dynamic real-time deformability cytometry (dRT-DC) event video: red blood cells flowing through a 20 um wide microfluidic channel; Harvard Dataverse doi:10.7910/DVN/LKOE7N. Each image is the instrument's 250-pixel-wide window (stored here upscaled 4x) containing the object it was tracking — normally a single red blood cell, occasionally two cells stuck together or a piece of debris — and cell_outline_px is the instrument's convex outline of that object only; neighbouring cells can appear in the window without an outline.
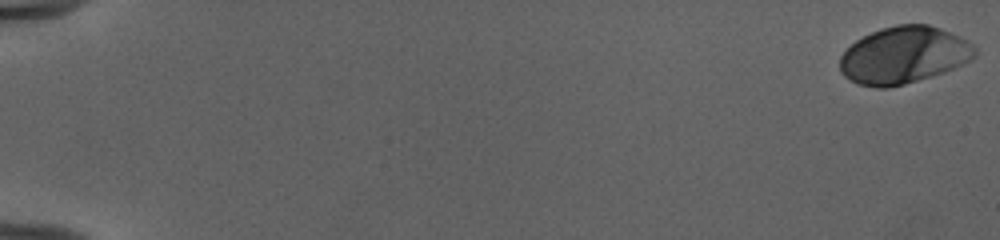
{"species": "human", "species_latin": "Homo sapiens", "temperature_condition": "cold", "stored_images_in_passage": 53, "camera_frame_rate_fps": 3000, "um_per_image_px": 0.085, "donor": {"sex": "female"}, "frame": {"image": 1, "passage_image": 1, "time_ms": 0.0, "image_size_px": [1000, 240], "cell_outline_px": [[976, 56], [972, 60], [944, 72], [904, 84], [888, 88], [876, 88], [856, 84], [844, 76], [840, 72], [840, 56], [856, 40], [872, 32], [896, 24], [928, 24], [940, 28], [960, 36], [972, 44], [976, 48]], "centroid_in_image_um": [76.82, 4.69], "position_along_channel_um": 8.2, "area_um2": 44.85}}
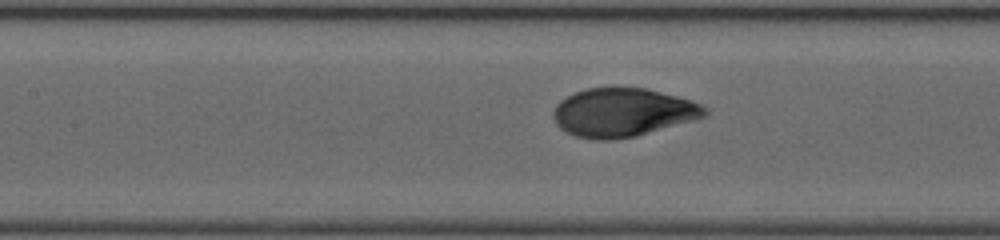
{"frame": {"image": 2, "passage_image": 27, "time_ms": 8.667, "image_size_px": [1000, 240], "cell_outline_px": [[708, 116], [636, 136], [612, 140], [596, 140], [576, 136], [560, 128], [556, 124], [552, 116], [552, 112], [556, 104], [560, 100], [576, 92], [588, 88], [648, 88], [692, 100], [708, 108]], "centroid_in_image_um": [52.95, 9.56], "position_along_channel_um": 154.4, "area_um2": 42.95}}
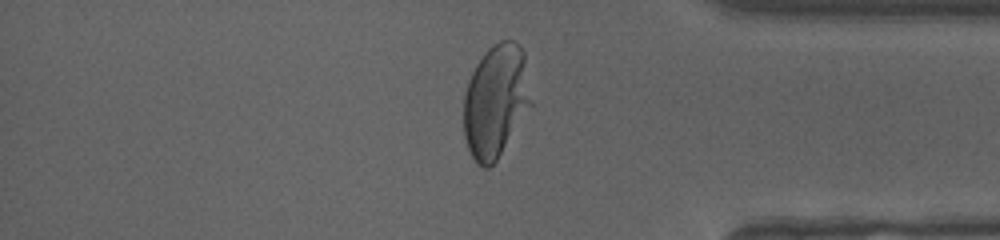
{"frame": {"image": 3, "passage_image": 46, "time_ms": 15.0, "image_size_px": [1000, 240], "cell_outline_px": [[532, 104], [496, 160], [488, 168], [484, 168], [476, 164], [468, 148], [464, 136], [464, 96], [468, 80], [476, 64], [488, 48], [492, 44], [500, 40], [512, 40], [524, 52], [532, 100]], "centroid_in_image_um": [42.13, 8.58], "position_along_channel_um": 393.1, "area_um2": 44.22}, "authors_computed_cell_mechanics": {"area_um2": 43.639, "velocity_mm_per_s": 3.9605, "shape_relaxation_time_tau1_ms": 3.315, "shape_relaxation_time_tau2_ms": null, "deformation_change_tau1": 0.183, "deformation_change_tau2": null}}